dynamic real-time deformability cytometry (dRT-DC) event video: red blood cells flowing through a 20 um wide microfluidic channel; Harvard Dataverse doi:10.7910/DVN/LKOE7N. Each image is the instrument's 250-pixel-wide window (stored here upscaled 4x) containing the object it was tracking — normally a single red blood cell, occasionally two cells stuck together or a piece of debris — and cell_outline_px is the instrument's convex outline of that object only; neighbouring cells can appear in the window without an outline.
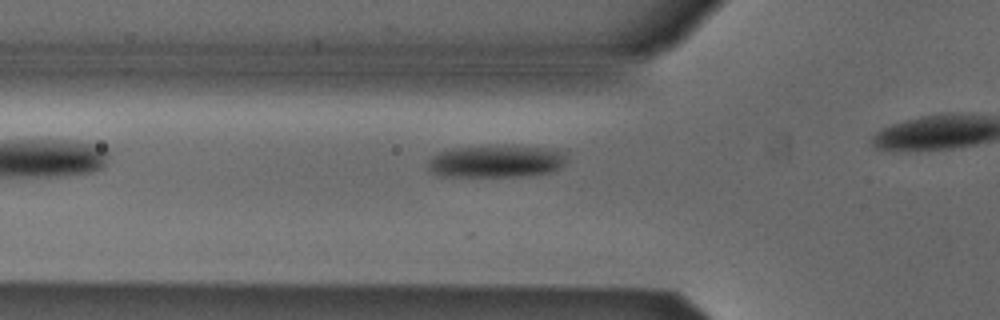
{"species": "Egyptian fruit bat (a non-hibernating species)", "species_latin": "Rousettus aegyptiacus", "temperature_condition": "cold", "stored_images_in_passage": 9, "camera_frame_rate_fps": 3000, "um_per_image_px": 0.085, "animal": {"sex": "male"}, "frame": {"image": 1, "passage_image": 4, "time_ms": 1.0, "image_size_px": [1000, 320], "cell_outline_px": [[568, 160], [560, 168], [552, 172], [536, 176], [440, 176], [432, 172], [428, 168], [428, 160], [432, 156], [440, 152], [452, 148], [548, 148], [568, 152]], "centroid_in_image_um": [42.24, 13.76], "position_along_channel_um": 83.6, "area_um2": 25.66}}
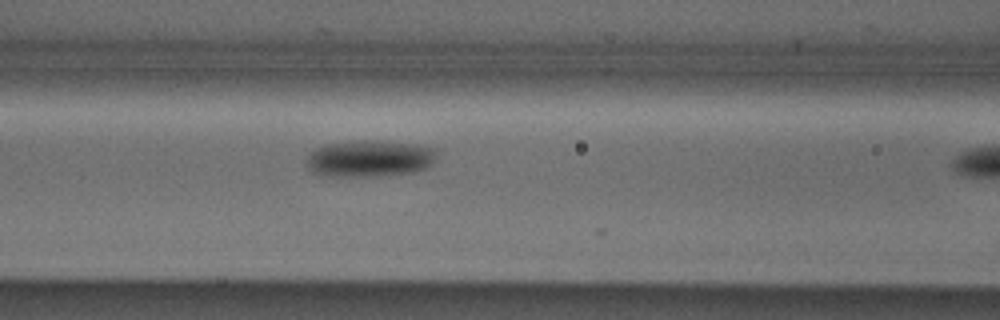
{"frame": {"image": 2, "passage_image": 8, "time_ms": 2.333, "image_size_px": [1000, 320], "cell_outline_px": [[436, 156], [432, 164], [428, 168], [412, 172], [368, 176], [332, 176], [312, 172], [304, 164], [308, 156], [316, 148], [324, 144], [364, 140], [384, 140], [416, 144], [436, 148]], "centroid_in_image_um": [31.43, 13.45], "position_along_channel_um": 135.2, "area_um2": 27.98}}